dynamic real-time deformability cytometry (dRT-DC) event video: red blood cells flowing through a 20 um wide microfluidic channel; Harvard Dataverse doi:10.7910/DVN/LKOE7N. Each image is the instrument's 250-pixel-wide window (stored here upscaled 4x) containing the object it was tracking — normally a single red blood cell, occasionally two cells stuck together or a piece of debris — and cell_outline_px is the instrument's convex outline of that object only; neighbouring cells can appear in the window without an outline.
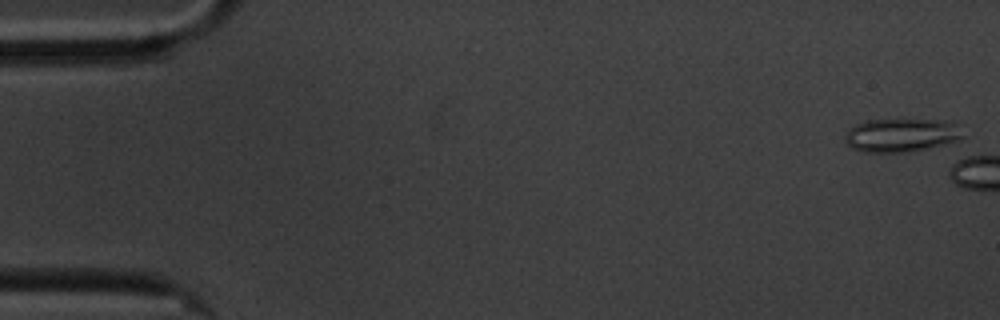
{"species": "common noctule bat (a hibernating species)", "species_latin": "Nyctalus noctula", "temperature_condition": "cold", "stored_images_in_passage": 5, "camera_frame_rate_fps": 3000, "um_per_image_px": 0.085, "animal": {"sex": "male", "body_mass_g": 20.1, "forearm_length_mm": 53.5}, "frame": {"image": 1, "passage_image": 1, "time_ms": 0.0, "image_size_px": [1000, 320], "cell_outline_px": [[968, 136], [960, 140], [928, 148], [908, 152], [864, 152], [852, 148], [844, 140], [844, 136], [856, 124], [868, 120], [948, 120]], "centroid_in_image_um": [76.65, 11.5], "position_along_channel_um": 8.4, "area_um2": 22.89}}